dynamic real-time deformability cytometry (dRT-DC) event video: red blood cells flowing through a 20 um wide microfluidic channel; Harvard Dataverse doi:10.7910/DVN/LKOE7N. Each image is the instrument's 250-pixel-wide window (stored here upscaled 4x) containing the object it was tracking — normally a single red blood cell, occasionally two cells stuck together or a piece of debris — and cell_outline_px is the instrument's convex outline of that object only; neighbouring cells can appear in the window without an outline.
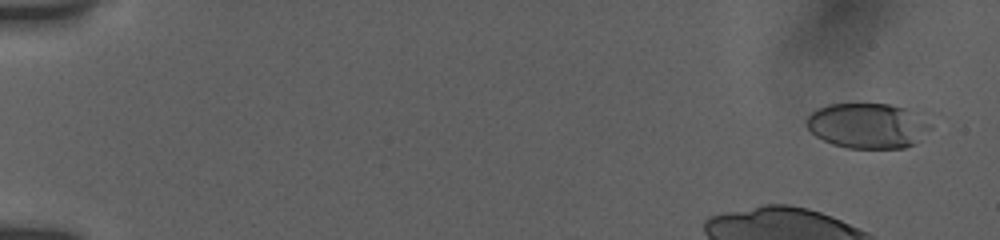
{"species": "human", "species_latin": "Homo sapiens", "temperature_condition": "room temperature", "stored_images_in_passage": 20, "camera_frame_rate_fps": 3000, "um_per_image_px": 0.085, "donor": {"sex": "female"}, "frame": {"image": 1, "passage_image": 1, "time_ms": 0.0, "image_size_px": [1000, 240], "cell_outline_px": [[932, 128], [912, 144], [904, 148], [848, 148], [832, 144], [816, 136], [804, 124], [804, 120], [816, 108], [828, 104], [888, 104], [932, 112]], "centroid_in_image_um": [73.87, 10.64], "position_along_channel_um": 11.1, "area_um2": 33.81}}
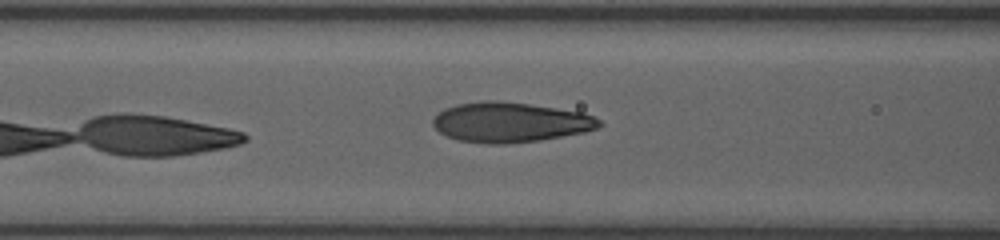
{"frame": {"image": 2, "passage_image": 20, "time_ms": 7.333, "image_size_px": [1000, 240], "cell_outline_px": [[604, 124], [596, 128], [584, 132], [540, 140], [504, 144], [488, 144], [456, 140], [440, 132], [432, 124], [432, 120], [444, 108], [456, 104], [484, 100], [496, 100], [528, 104], [584, 112], [596, 116]], "centroid_in_image_um": [43.38, 10.39], "position_along_channel_um": 123.2, "area_um2": 38.84}}